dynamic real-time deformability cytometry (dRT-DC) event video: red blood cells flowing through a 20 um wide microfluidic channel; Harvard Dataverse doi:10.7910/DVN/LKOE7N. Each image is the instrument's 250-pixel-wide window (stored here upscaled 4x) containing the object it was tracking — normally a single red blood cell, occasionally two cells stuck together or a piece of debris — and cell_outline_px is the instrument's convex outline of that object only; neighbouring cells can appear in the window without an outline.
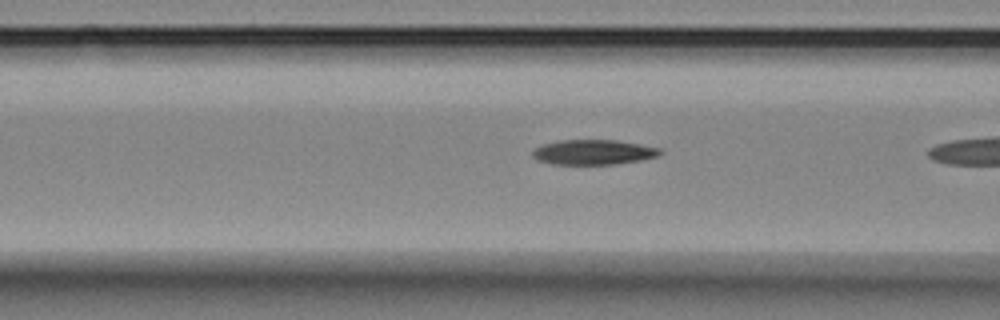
{"species": "Egyptian fruit bat (a non-hibernating species)", "species_latin": "Rousettus aegyptiacus", "temperature_condition": "room temperature", "stored_images_in_passage": 13, "camera_frame_rate_fps": 3000, "um_per_image_px": 0.085, "animal": {"sex": "female"}, "frame": {"image": 1, "passage_image": 10, "time_ms": 3.0, "image_size_px": [1000, 320], "cell_outline_px": [[664, 152], [656, 156], [640, 160], [612, 164], [552, 164], [536, 160], [532, 156], [532, 152], [536, 148], [544, 144], [560, 140], [616, 140], [640, 144], [660, 148]], "centroid_in_image_um": [50.43, 12.93], "position_along_channel_um": 116.2, "area_um2": 18.44}}